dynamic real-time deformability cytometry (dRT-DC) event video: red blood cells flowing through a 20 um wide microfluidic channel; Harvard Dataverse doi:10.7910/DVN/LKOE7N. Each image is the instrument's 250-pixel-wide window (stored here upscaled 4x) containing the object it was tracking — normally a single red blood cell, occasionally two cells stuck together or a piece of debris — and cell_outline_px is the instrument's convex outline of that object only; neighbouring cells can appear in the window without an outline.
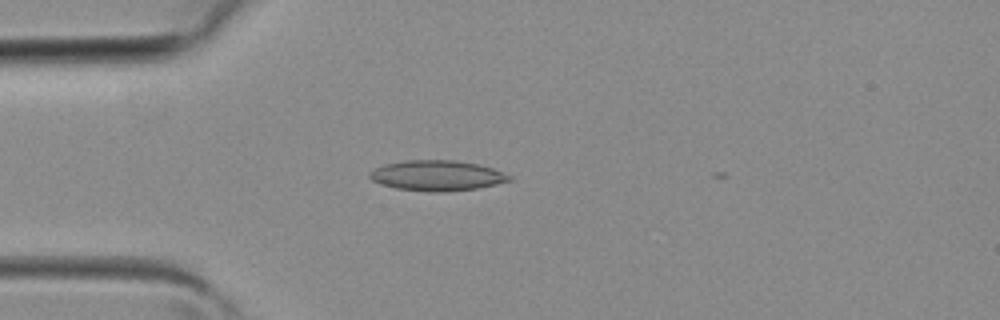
{"species": "common noctule bat (a hibernating species)", "species_latin": "Nyctalus noctula", "temperature_condition": "room temperature", "stored_images_in_passage": 3, "camera_frame_rate_fps": 3000, "um_per_image_px": 0.085, "animal": {"sex": "female", "body_mass_g": 19.3, "forearm_length_mm": 54.1}, "frame": {"image": 1, "passage_image": 1, "time_ms": 0.0, "image_size_px": [1000, 320], "cell_outline_px": [[512, 180], [496, 184], [476, 188], [444, 192], [428, 192], [396, 188], [380, 184], [372, 180], [368, 176], [368, 172], [384, 164], [404, 160], [456, 160], [476, 164], [492, 168], [512, 176]], "centroid_in_image_um": [37.11, 14.92], "position_along_channel_um": 47.9, "area_um2": 24.74}}